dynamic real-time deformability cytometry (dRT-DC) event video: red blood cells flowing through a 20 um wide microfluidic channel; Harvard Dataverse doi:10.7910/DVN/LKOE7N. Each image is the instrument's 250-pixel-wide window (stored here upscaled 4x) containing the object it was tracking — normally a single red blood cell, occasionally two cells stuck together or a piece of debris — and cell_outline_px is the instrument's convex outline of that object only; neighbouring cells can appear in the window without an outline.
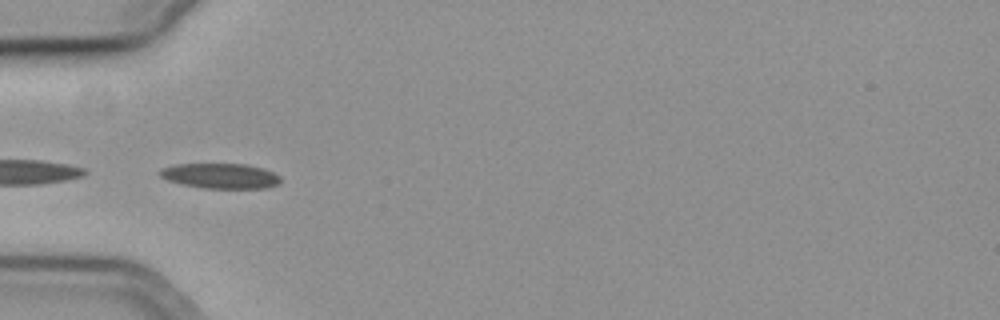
{"species": "common noctule bat (a hibernating species)", "species_latin": "Nyctalus noctula", "temperature_condition": "cold", "stored_images_in_passage": 24, "segment_of_instrument_passage": [2, 2], "camera_frame_rate_fps": 3000, "um_per_image_px": 0.085, "animal": {"sex": "female", "body_mass_g": 19.3, "forearm_length_mm": 54.1}, "frame": {"image": 1, "passage_image": 20, "time_ms": 6.333, "image_size_px": [1000, 320], "cell_outline_px": [[280, 184], [268, 188], [204, 188], [180, 184], [168, 180], [160, 176], [156, 172], [160, 168], [176, 164], [248, 164], [264, 168], [280, 176]], "centroid_in_image_um": [18.73, 14.95], "position_along_channel_um": 66.3, "area_um2": 17.92}}